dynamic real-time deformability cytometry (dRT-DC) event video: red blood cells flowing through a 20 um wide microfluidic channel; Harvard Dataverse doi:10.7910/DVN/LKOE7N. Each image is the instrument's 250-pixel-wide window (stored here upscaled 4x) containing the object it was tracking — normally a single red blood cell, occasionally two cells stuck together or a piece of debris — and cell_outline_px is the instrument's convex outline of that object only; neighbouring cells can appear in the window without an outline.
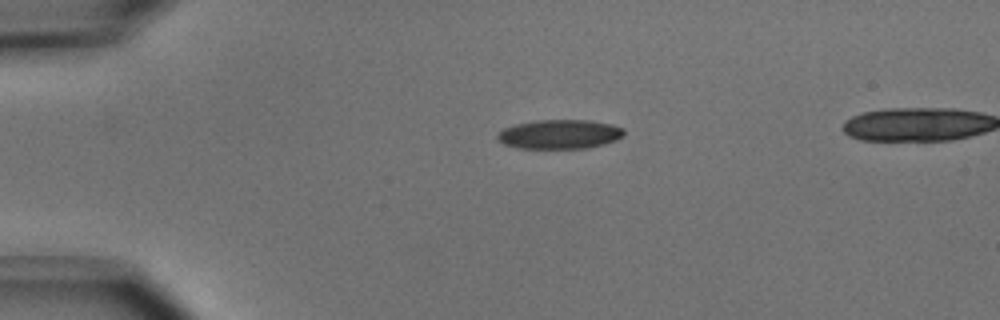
{"species": "common noctule bat (a hibernating species)", "species_latin": "Nyctalus noctula", "temperature_condition": "cold", "stored_images_in_passage": 39, "camera_frame_rate_fps": 3000, "um_per_image_px": 0.085, "animal": {"sex": "male", "body_mass_g": 15.6}, "frame": {"image": 1, "passage_image": 1, "time_ms": 0.0, "image_size_px": [1000, 320], "cell_outline_px": [[624, 136], [616, 140], [604, 144], [584, 148], [516, 148], [504, 144], [496, 140], [496, 136], [504, 128], [516, 124], [536, 120], [588, 120], [612, 124], [624, 128]], "centroid_in_image_um": [47.57, 11.41], "position_along_channel_um": 37.4, "area_um2": 21.62}}
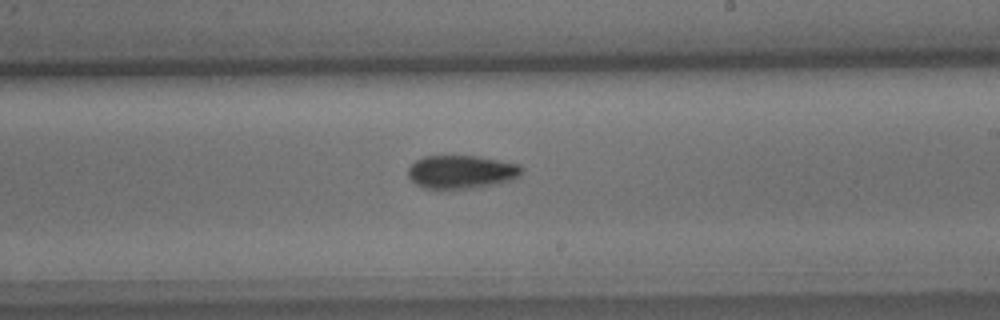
{"frame": {"image": 2, "passage_image": 20, "time_ms": 6.333, "image_size_px": [1000, 320], "cell_outline_px": [[524, 168], [520, 176], [512, 180], [496, 184], [472, 188], [424, 188], [416, 184], [408, 176], [408, 168], [416, 160], [424, 156], [480, 156], [520, 164]], "centroid_in_image_um": [39.26, 14.6], "position_along_channel_um": 249.7, "area_um2": 22.14}}
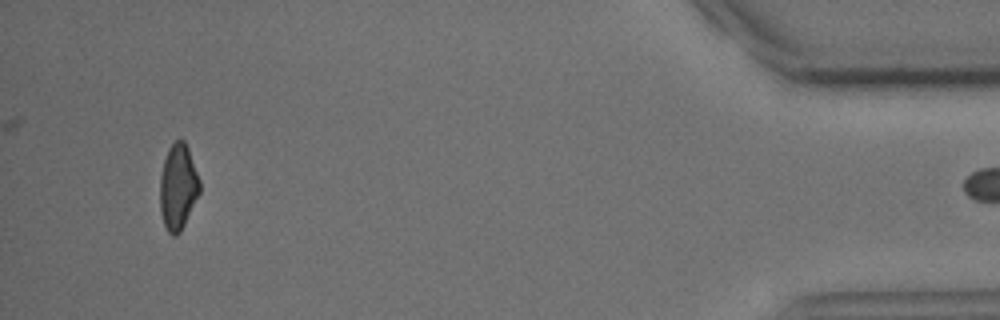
{"frame": {"image": 3, "passage_image": 38, "time_ms": 12.333, "image_size_px": [1000, 320], "cell_outline_px": [[200, 192], [180, 232], [176, 236], [172, 236], [168, 232], [164, 224], [160, 212], [160, 176], [164, 160], [168, 148], [176, 140], [184, 140], [188, 148], [200, 180]], "centroid_in_image_um": [15.12, 15.89], "position_along_channel_um": 420.1, "area_um2": 19.77}}